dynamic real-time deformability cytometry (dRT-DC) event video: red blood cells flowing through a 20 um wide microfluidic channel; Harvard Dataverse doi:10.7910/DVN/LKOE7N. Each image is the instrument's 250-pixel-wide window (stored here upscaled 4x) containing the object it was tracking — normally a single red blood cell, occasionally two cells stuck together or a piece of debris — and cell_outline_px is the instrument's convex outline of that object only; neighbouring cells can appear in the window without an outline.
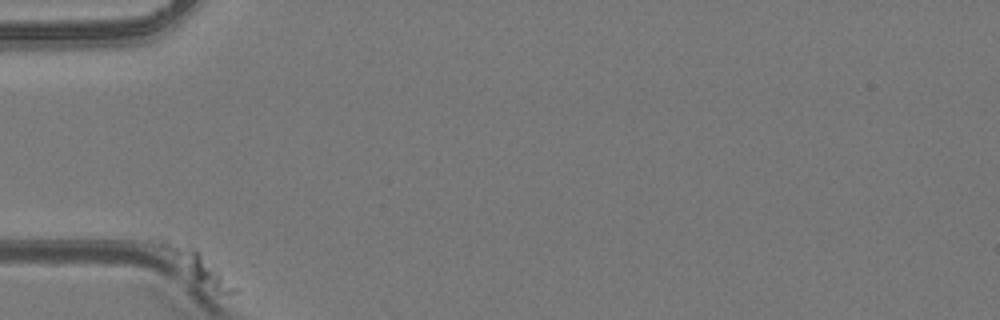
{"species": "common noctule bat (a hibernating species)", "species_latin": "Nyctalus noctula", "temperature_condition": "room temperature", "stored_images_in_passage": 42, "camera_frame_rate_fps": 3000, "um_per_image_px": 0.085, "animal": {"sex": "female", "body_mass_g": 24.6, "forearm_length_mm": 56.2}, "frame": {"image": 1, "passage_image": 1, "time_ms": 0.0, "image_size_px": [1000, 320], "cell_outline_px": [[240, 292], [220, 292], [196, 280], [156, 248], [148, 240], [148, 236], [160, 232], [188, 236], [240, 288]], "centroid_in_image_um": [16.42, 22.18], "position_along_channel_um": 68.6, "area_um2": 16.13}}
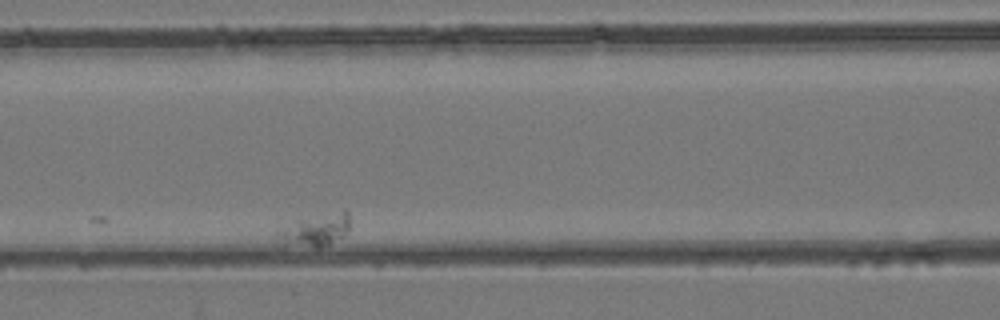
{"frame": {"image": 2, "passage_image": 13, "time_ms": 4.0, "image_size_px": [1000, 320], "cell_outline_px": [[348, 232], [328, 244], [320, 248], [316, 248], [284, 240], [272, 236], [280, 228], [300, 220], [340, 212], [348, 212]], "centroid_in_image_um": [26.83, 19.56], "position_along_channel_um": 139.8, "area_um2": 12.37}}
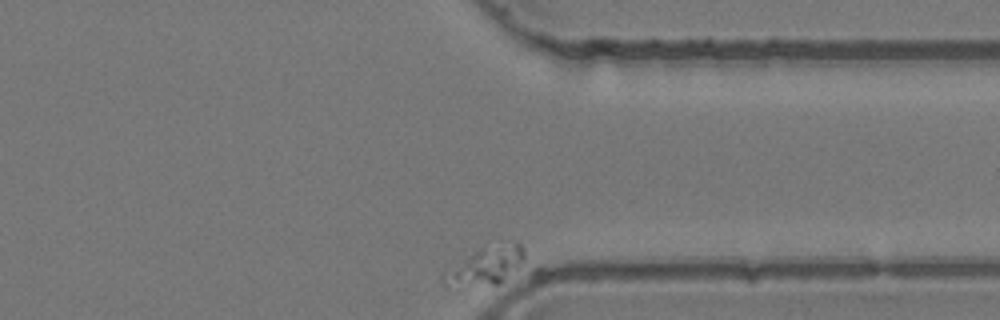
{"frame": {"image": 3, "passage_image": 42, "time_ms": 13.667, "image_size_px": [1000, 320], "cell_outline_px": [[524, 260], [500, 284], [444, 284], [440, 276], [444, 272], [480, 248], [516, 244], [520, 244], [524, 248]], "centroid_in_image_um": [41.3, 22.6], "position_along_channel_um": 370.1, "area_um2": 16.47}}